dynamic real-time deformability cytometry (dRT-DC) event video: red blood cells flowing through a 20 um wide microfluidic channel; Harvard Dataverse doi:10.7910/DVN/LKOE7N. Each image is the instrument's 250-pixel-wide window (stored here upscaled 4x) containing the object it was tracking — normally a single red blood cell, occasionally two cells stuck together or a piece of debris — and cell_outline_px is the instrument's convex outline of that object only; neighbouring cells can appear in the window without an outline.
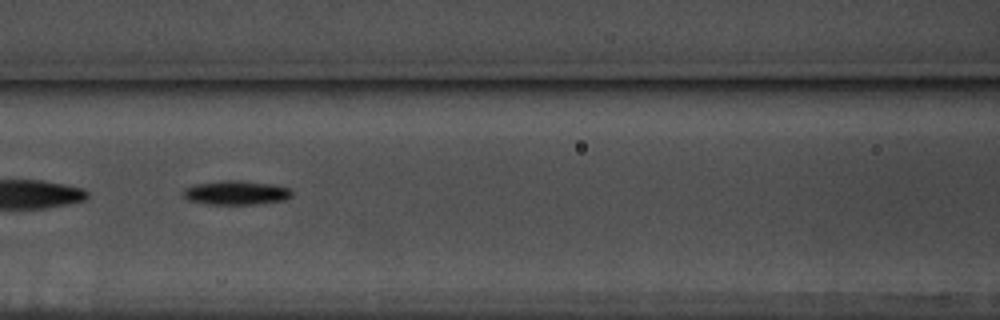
{"species": "common noctule bat (a hibernating species)", "species_latin": "Nyctalus noctula", "temperature_condition": "warm", "stored_images_in_passage": 58, "segment_of_instrument_passage": [2, 2], "camera_frame_rate_fps": 3000, "um_per_image_px": 0.085, "animal": {"sex": "male", "body_mass_g": 17.5, "forearm_length_mm": 52.3}, "frame": {"image": 1, "passage_image": 26, "time_ms": 8.333, "image_size_px": [1000, 320], "cell_outline_px": [[292, 196], [284, 200], [256, 204], [208, 204], [188, 200], [180, 192], [184, 188], [196, 184], [224, 180], [240, 180], [272, 184], [292, 188]], "centroid_in_image_um": [20.07, 16.37], "position_along_channel_um": 146.5, "area_um2": 15.37}}
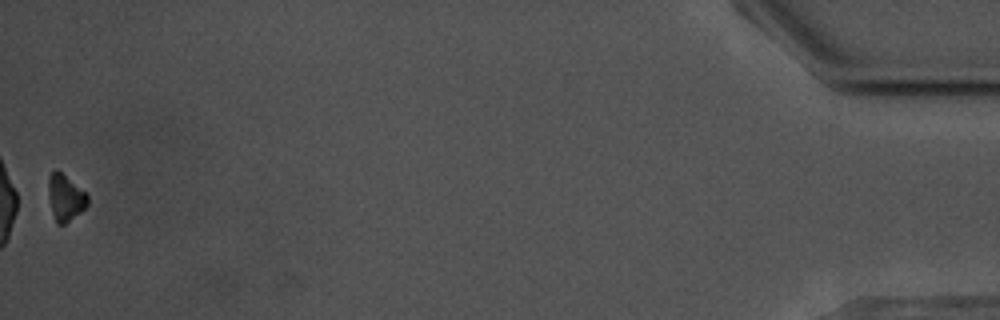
{"frame": {"image": 2, "passage_image": 58, "time_ms": 19.0, "image_size_px": [1000, 320], "cell_outline_px": [[88, 204], [80, 212], [64, 224], [56, 224], [52, 212], [48, 196], [48, 176], [52, 172], [60, 172], [84, 192], [88, 196]], "centroid_in_image_um": [5.52, 16.83], "position_along_channel_um": 429.7, "area_um2": 10.23}}